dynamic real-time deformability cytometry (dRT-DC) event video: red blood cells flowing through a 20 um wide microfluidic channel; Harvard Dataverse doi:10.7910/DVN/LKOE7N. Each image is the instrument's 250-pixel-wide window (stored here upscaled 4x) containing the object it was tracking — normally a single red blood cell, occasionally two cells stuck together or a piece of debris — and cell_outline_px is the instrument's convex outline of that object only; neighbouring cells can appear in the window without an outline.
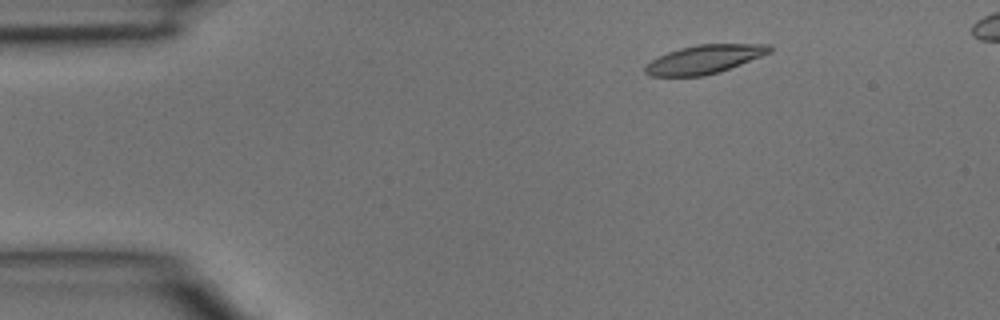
{"species": "common noctule bat (a hibernating species)", "species_latin": "Nyctalus noctula", "temperature_condition": "room temperature", "stored_images_in_passage": 4, "camera_frame_rate_fps": 3000, "um_per_image_px": 0.085, "animal": {"sex": "male", "body_mass_g": 15.6}, "frame": {"image": 1, "passage_image": 2, "time_ms": 0.333, "image_size_px": [1000, 320], "cell_outline_px": [[772, 52], [720, 72], [704, 76], [652, 76], [644, 72], [644, 68], [652, 60], [668, 52], [680, 48], [696, 44], [768, 44], [772, 48]], "centroid_in_image_um": [59.89, 5.04], "position_along_channel_um": 25.1, "area_um2": 20.63}}